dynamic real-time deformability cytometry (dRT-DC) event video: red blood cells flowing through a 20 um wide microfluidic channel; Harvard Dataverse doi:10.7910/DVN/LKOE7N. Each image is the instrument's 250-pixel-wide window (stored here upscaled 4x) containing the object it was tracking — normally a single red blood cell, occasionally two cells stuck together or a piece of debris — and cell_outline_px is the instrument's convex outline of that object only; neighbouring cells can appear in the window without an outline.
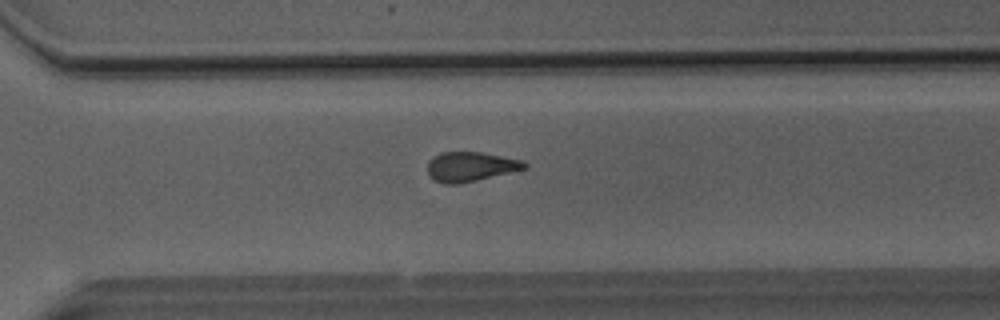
{"species": "Egyptian fruit bat (a non-hibernating species)", "species_latin": "Rousettus aegyptiacus", "temperature_condition": "room temperature", "stored_images_in_passage": 41, "camera_frame_rate_fps": 3000, "um_per_image_px": 0.085, "animal": {"sex": "male"}, "frame": {"image": 1, "passage_image": 26, "time_ms": 8.333, "image_size_px": [1000, 320], "cell_outline_px": [[528, 168], [460, 184], [444, 184], [432, 180], [428, 176], [428, 160], [432, 156], [440, 152], [480, 152], [524, 160], [528, 164]], "centroid_in_image_um": [39.97, 14.17], "position_along_channel_um": 330.6, "area_um2": 16.99}}
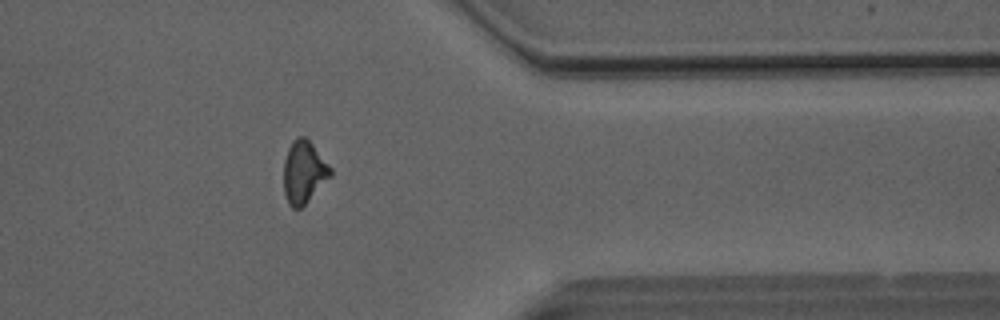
{"frame": {"image": 2, "passage_image": 31, "time_ms": 10.0, "image_size_px": [1000, 320], "cell_outline_px": [[332, 176], [300, 208], [292, 208], [288, 204], [284, 192], [284, 160], [288, 148], [292, 140], [296, 136], [304, 136], [312, 144], [332, 168]], "centroid_in_image_um": [25.82, 14.61], "position_along_channel_um": 385.6, "area_um2": 16.99}}
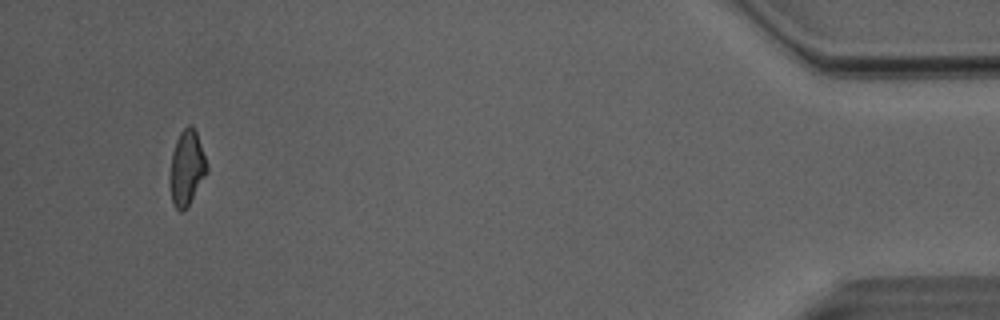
{"frame": {"image": 3, "passage_image": 38, "time_ms": 12.333, "image_size_px": [1000, 320], "cell_outline_px": [[208, 172], [184, 212], [180, 212], [172, 204], [168, 180], [172, 152], [176, 140], [180, 132], [188, 124], [192, 124], [196, 132], [208, 164]], "centroid_in_image_um": [15.85, 14.3], "position_along_channel_um": 419.3, "area_um2": 16.53}, "authors_computed_cell_mechanics": {"area_um2": 16.9932, "velocity_mm_per_s": 4.0876, "shape_relaxation_time_tau1_ms": null, "shape_relaxation_time_tau2_ms": 3.3979, "deformation_change_tau1": null, "deformation_change_tau2": 0.1186}}